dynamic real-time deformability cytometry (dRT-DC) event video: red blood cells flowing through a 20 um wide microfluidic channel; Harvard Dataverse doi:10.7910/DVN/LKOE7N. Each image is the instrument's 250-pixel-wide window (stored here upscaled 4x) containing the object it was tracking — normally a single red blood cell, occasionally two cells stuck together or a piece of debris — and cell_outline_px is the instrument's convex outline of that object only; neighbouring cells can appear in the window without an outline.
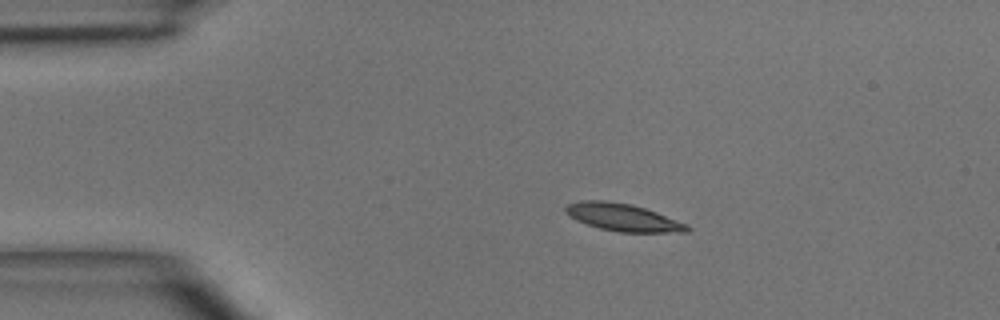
{"species": "common noctule bat (a hibernating species)", "species_latin": "Nyctalus noctula", "temperature_condition": "room temperature", "stored_images_in_passage": 4, "camera_frame_rate_fps": 3000, "um_per_image_px": 0.085, "animal": {"sex": "male", "body_mass_g": 15.6}, "frame": {"image": 1, "passage_image": 1, "time_ms": 0.0, "image_size_px": [1000, 320], "cell_outline_px": [[692, 228], [688, 232], [620, 232], [600, 228], [576, 220], [564, 212], [564, 208], [568, 204], [580, 200], [604, 200], [632, 204], [656, 212], [688, 224]], "centroid_in_image_um": [52.95, 18.47], "position_along_channel_um": 32.0, "area_um2": 19.42}}